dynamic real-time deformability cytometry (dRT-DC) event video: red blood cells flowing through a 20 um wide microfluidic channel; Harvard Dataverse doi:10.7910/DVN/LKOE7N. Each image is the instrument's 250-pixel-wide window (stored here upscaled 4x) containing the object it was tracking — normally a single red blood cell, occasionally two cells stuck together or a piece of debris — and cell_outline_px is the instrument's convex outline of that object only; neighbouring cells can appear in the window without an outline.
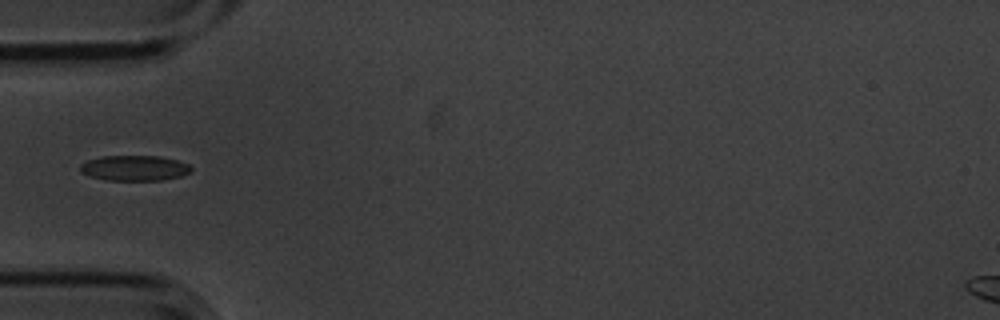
{"species": "common noctule bat (a hibernating species)", "species_latin": "Nyctalus noctula", "temperature_condition": "cold", "stored_images_in_passage": 2, "camera_frame_rate_fps": 3000, "um_per_image_px": 0.085, "animal": {"sex": "male", "body_mass_g": 20.1, "forearm_length_mm": 53.5}, "frame": {"image": 1, "passage_image": 2, "time_ms": 0.333, "image_size_px": [1000, 320], "cell_outline_px": [[192, 168], [188, 172], [180, 176], [160, 180], [104, 180], [88, 176], [80, 172], [80, 164], [88, 160], [100, 156], [160, 156], [176, 160], [188, 164]], "centroid_in_image_um": [11.37, 14.28], "position_along_channel_um": 73.6, "area_um2": 16.36}}